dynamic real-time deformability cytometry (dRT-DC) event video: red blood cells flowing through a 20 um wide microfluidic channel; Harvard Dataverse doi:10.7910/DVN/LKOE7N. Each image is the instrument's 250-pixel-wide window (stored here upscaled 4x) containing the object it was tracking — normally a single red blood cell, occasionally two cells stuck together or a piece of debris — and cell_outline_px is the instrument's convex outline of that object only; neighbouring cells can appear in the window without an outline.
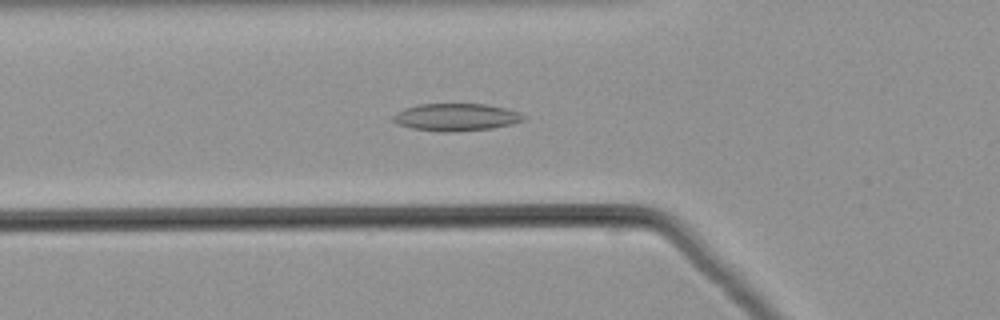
{"species": "common noctule bat (a hibernating species)", "species_latin": "Nyctalus noctula", "temperature_condition": "warm", "stored_images_in_passage": 53, "camera_frame_rate_fps": 3000, "um_per_image_px": 0.085, "animal": {"sex": "male", "body_mass_g": 21.5, "forearm_length_mm": 52.0}, "frame": {"image": 1, "passage_image": 19, "time_ms": 6.0, "image_size_px": [1000, 320], "cell_outline_px": [[524, 120], [512, 124], [492, 128], [444, 132], [440, 132], [412, 128], [396, 124], [392, 120], [392, 116], [396, 112], [404, 108], [420, 104], [484, 104], [504, 108], [516, 112], [524, 116]], "centroid_in_image_um": [38.69, 9.96], "position_along_channel_um": 87.1, "area_um2": 20.63}}
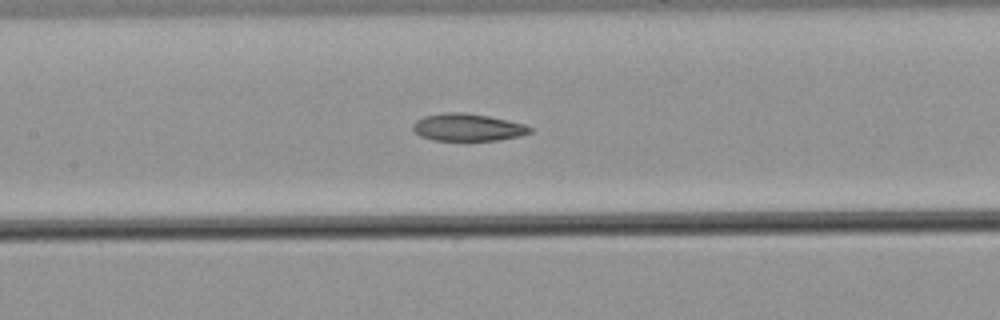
{"frame": {"image": 2, "passage_image": 25, "time_ms": 8.0, "image_size_px": [1000, 320], "cell_outline_px": [[532, 132], [520, 136], [500, 140], [432, 140], [420, 136], [412, 128], [412, 124], [416, 120], [424, 116], [448, 112], [464, 112], [488, 116], [524, 124], [532, 128]], "centroid_in_image_um": [39.74, 10.82], "position_along_channel_um": 167.7, "area_um2": 18.61}}
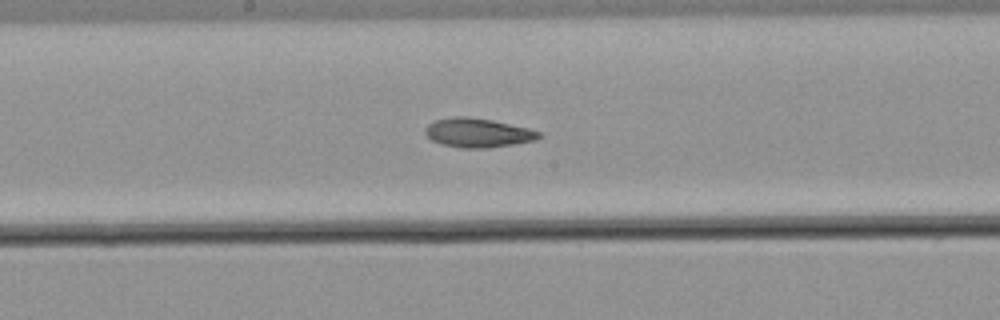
{"frame": {"image": 3, "passage_image": 28, "time_ms": 9.0, "image_size_px": [1000, 320], "cell_outline_px": [[544, 136], [536, 140], [516, 144], [488, 148], [460, 148], [440, 144], [432, 140], [424, 132], [424, 128], [428, 124], [436, 120], [456, 116], [468, 116], [492, 120], [528, 128], [540, 132]], "centroid_in_image_um": [40.63, 11.29], "position_along_channel_um": 207.6, "area_um2": 19.48}}